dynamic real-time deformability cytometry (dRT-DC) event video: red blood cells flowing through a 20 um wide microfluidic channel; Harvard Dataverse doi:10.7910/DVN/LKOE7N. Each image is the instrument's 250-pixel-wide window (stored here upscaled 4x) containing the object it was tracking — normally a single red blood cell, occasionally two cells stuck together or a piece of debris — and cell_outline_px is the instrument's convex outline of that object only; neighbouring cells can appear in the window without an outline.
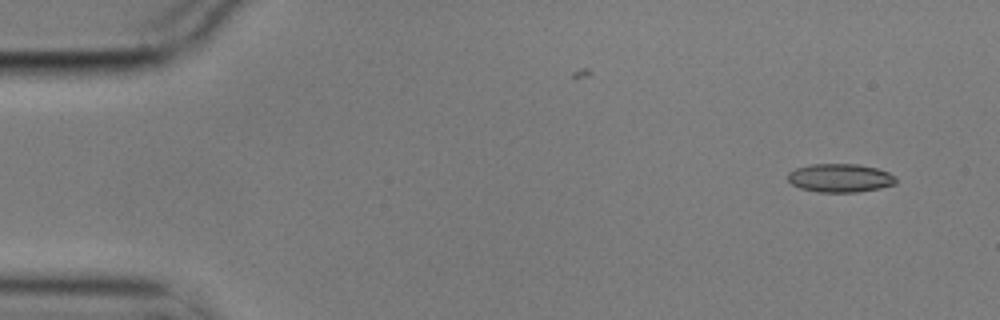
{"species": "common noctule bat (a hibernating species)", "species_latin": "Nyctalus noctula", "temperature_condition": "cold", "stored_images_in_passage": 2, "camera_frame_rate_fps": 3000, "um_per_image_px": 0.085, "animal": {"sex": "male", "body_mass_g": 17.9}, "frame": {"image": 1, "passage_image": 2, "time_ms": 0.333, "image_size_px": [1000, 320], "cell_outline_px": [[896, 184], [880, 188], [856, 192], [816, 192], [800, 188], [792, 184], [788, 180], [788, 172], [796, 168], [812, 164], [856, 164], [876, 168], [888, 172], [896, 176]], "centroid_in_image_um": [71.41, 15.13], "position_along_channel_um": 13.6, "area_um2": 17.98}}